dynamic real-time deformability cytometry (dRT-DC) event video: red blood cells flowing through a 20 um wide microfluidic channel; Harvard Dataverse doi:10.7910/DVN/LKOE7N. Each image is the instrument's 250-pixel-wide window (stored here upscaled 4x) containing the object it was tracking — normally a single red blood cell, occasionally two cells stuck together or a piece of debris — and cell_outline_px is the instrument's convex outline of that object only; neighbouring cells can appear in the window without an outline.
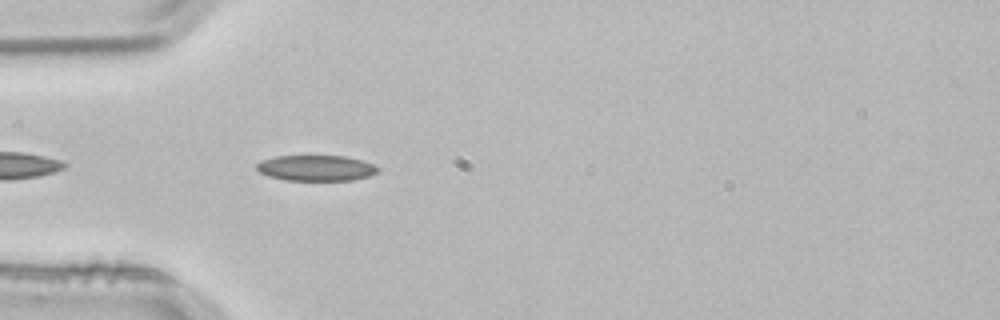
{"species": "common noctule bat (a hibernating species)", "species_latin": "Nyctalus noctula", "temperature_condition": "room temperature", "stored_images_in_passage": 3, "camera_frame_rate_fps": 3000, "um_per_image_px": 0.085, "animal": {"sex": "male", "body_mass_g": 21.5, "forearm_length_mm": 52.0}, "frame": {"image": 1, "passage_image": 3, "time_ms": 0.667, "image_size_px": [1000, 320], "cell_outline_px": [[380, 168], [376, 172], [368, 176], [352, 180], [284, 180], [268, 176], [260, 172], [256, 168], [256, 164], [260, 160], [276, 156], [344, 156], [360, 160], [372, 164]], "centroid_in_image_um": [26.82, 14.28], "position_along_channel_um": 58.2, "area_um2": 18.03}}